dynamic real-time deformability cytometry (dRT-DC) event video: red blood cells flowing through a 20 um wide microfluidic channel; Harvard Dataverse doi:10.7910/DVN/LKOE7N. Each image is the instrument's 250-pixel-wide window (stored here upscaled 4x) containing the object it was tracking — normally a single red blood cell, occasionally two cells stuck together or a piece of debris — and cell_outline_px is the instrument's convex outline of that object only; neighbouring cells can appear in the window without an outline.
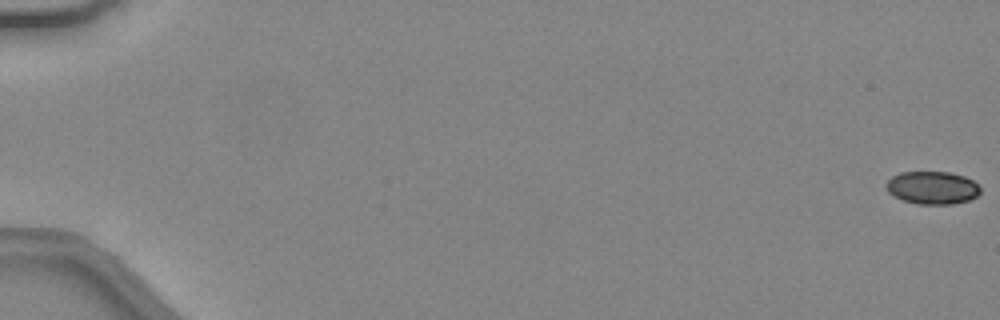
{"species": "common noctule bat (a hibernating species)", "species_latin": "Nyctalus noctula", "temperature_condition": "warm", "stored_images_in_passage": 49, "camera_frame_rate_fps": 3000, "um_per_image_px": 0.085, "animal": {"sex": "female", "body_mass_g": 24.6, "forearm_length_mm": 56.2}, "frame": {"image": 1, "passage_image": 1, "time_ms": 0.0, "image_size_px": [1000, 320], "cell_outline_px": [[980, 192], [976, 196], [968, 200], [952, 204], [916, 204], [904, 200], [888, 192], [884, 184], [892, 176], [900, 172], [948, 172], [964, 176], [972, 180], [980, 188]], "centroid_in_image_um": [79.22, 15.95], "position_along_channel_um": 5.8, "area_um2": 17.92}}
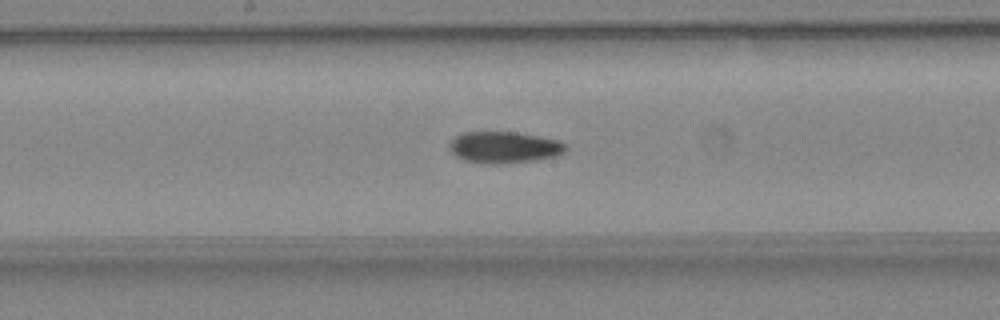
{"frame": {"image": 2, "passage_image": 28, "time_ms": 9.0, "image_size_px": [1000, 320], "cell_outline_px": [[568, 148], [564, 152], [556, 156], [536, 160], [496, 164], [492, 164], [464, 160], [456, 156], [448, 148], [448, 144], [460, 132], [516, 132], [560, 140], [568, 144]], "centroid_in_image_um": [42.88, 12.51], "position_along_channel_um": 205.3, "area_um2": 21.5}}
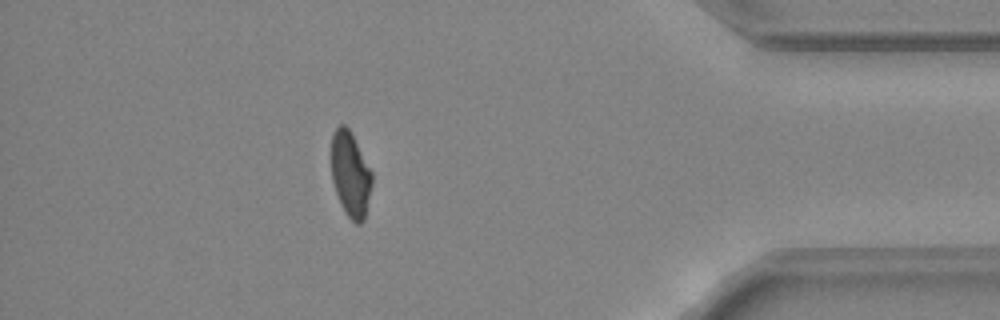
{"frame": {"image": 3, "passage_image": 44, "time_ms": 14.333, "image_size_px": [1000, 320], "cell_outline_px": [[372, 184], [364, 220], [360, 224], [356, 224], [344, 212], [340, 204], [332, 180], [332, 132], [340, 124], [344, 124], [348, 128], [372, 172]], "centroid_in_image_um": [29.78, 14.84], "position_along_channel_um": 405.4, "area_um2": 19.94}, "authors_computed_cell_mechanics": {"area_um2": 20.808, "velocity_mm_per_s": 4.4375, "shape_relaxation_time_tau1_ms": 5.9213, "shape_relaxation_time_tau2_ms": 7.1185, "deformation_change_tau1": 0.1558, "deformation_change_tau2": 0.169}}